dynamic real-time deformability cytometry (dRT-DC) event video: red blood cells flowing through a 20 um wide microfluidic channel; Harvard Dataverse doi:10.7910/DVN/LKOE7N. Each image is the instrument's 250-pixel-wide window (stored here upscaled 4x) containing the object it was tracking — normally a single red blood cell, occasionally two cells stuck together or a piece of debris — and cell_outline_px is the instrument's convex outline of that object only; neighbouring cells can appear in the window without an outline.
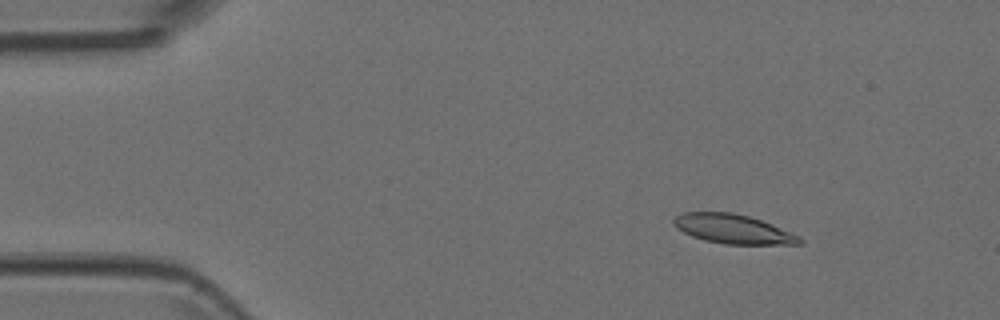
{"species": "Egyptian fruit bat (a non-hibernating species)", "species_latin": "Rousettus aegyptiacus", "temperature_condition": "room temperature", "stored_images_in_passage": 4, "camera_frame_rate_fps": 3000, "um_per_image_px": 0.085, "animal": {"sex": "female"}, "frame": {"image": 1, "passage_image": 2, "time_ms": 0.333, "image_size_px": [1000, 320], "cell_outline_px": [[804, 244], [724, 244], [704, 240], [692, 236], [676, 228], [672, 224], [672, 220], [676, 216], [684, 212], [732, 212], [748, 216], [772, 224], [800, 236], [804, 240]], "centroid_in_image_um": [62.31, 19.47], "position_along_channel_um": 22.7, "area_um2": 21.5}}